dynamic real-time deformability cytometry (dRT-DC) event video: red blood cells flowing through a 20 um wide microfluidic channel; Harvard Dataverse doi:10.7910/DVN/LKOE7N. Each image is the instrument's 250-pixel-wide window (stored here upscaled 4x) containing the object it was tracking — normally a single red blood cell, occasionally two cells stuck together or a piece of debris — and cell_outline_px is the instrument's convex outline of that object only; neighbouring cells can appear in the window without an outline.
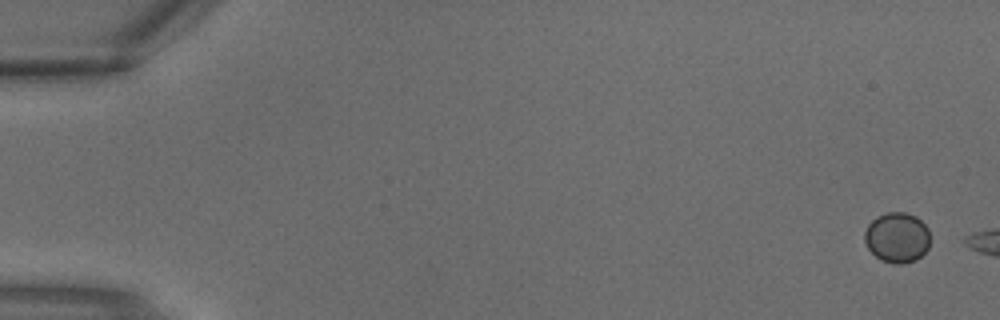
{"species": "common noctule bat (a hibernating species)", "species_latin": "Nyctalus noctula", "temperature_condition": "warm", "stored_images_in_passage": 3, "camera_frame_rate_fps": 3000, "um_per_image_px": 0.085, "animal": {"sex": "male", "body_mass_g": 18.8}, "frame": {"image": 1, "passage_image": 1, "time_ms": 0.0, "image_size_px": [1000, 320], "cell_outline_px": [[928, 248], [916, 260], [900, 264], [896, 264], [880, 260], [868, 248], [864, 240], [864, 232], [868, 224], [876, 216], [888, 212], [904, 212], [916, 216], [928, 228]], "centroid_in_image_um": [76.23, 20.18], "position_along_channel_um": 8.8, "area_um2": 19.13}}